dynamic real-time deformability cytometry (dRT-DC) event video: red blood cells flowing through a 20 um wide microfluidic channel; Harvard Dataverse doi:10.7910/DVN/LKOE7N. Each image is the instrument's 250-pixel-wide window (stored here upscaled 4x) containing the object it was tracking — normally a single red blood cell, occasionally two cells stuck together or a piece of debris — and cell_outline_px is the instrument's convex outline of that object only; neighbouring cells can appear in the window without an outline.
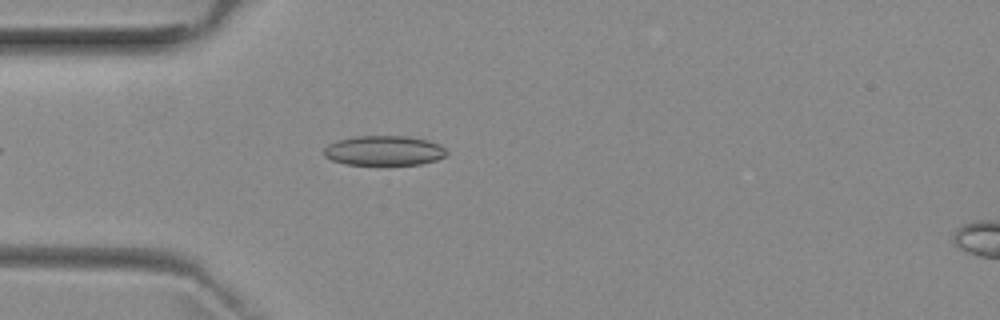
{"species": "common noctule bat (a hibernating species)", "species_latin": "Nyctalus noctula", "temperature_condition": "room temperature", "stored_images_in_passage": 43, "camera_frame_rate_fps": 3000, "um_per_image_px": 0.085, "animal": {"sex": "female", "body_mass_g": 29.2, "forearm_length_mm": 56.3}, "frame": {"image": 1, "passage_image": 6, "time_ms": 1.667, "image_size_px": [1000, 320], "cell_outline_px": [[448, 152], [444, 156], [436, 160], [420, 164], [348, 164], [332, 160], [324, 156], [324, 148], [328, 144], [340, 140], [356, 136], [408, 136], [428, 140], [440, 144]], "centroid_in_image_um": [32.66, 12.79], "position_along_channel_um": 52.3, "area_um2": 21.1}}
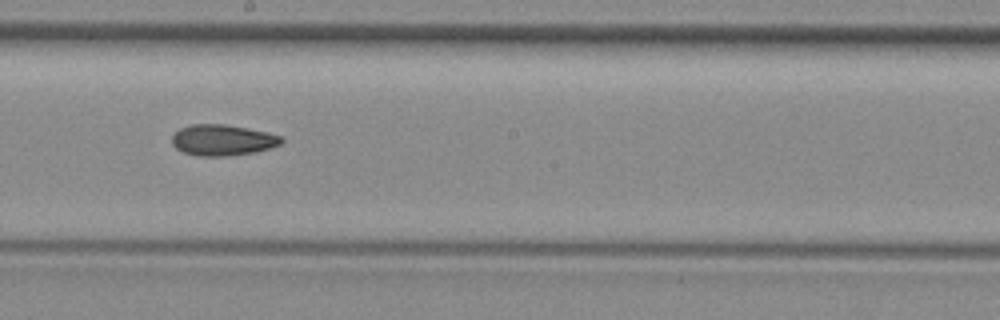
{"frame": {"image": 2, "passage_image": 20, "time_ms": 6.333, "image_size_px": [1000, 320], "cell_outline_px": [[284, 140], [280, 144], [256, 152], [228, 156], [196, 156], [184, 152], [176, 148], [172, 144], [172, 136], [180, 128], [192, 124], [224, 124], [248, 128], [268, 132], [280, 136]], "centroid_in_image_um": [18.91, 11.91], "position_along_channel_um": 229.3, "area_um2": 19.77}}
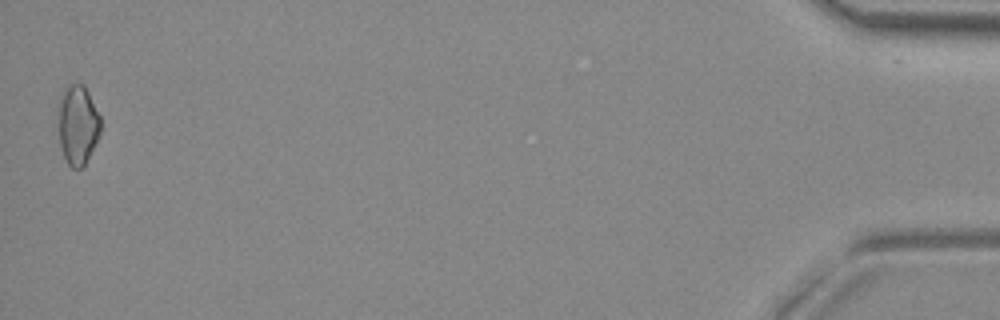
{"frame": {"image": 3, "passage_image": 43, "time_ms": 14.0, "image_size_px": [1000, 320], "cell_outline_px": [[100, 132], [84, 164], [80, 168], [72, 168], [68, 164], [60, 148], [56, 104], [68, 84], [84, 84], [100, 116]], "centroid_in_image_um": [6.56, 10.57], "position_along_channel_um": 428.6, "area_um2": 19.65}}